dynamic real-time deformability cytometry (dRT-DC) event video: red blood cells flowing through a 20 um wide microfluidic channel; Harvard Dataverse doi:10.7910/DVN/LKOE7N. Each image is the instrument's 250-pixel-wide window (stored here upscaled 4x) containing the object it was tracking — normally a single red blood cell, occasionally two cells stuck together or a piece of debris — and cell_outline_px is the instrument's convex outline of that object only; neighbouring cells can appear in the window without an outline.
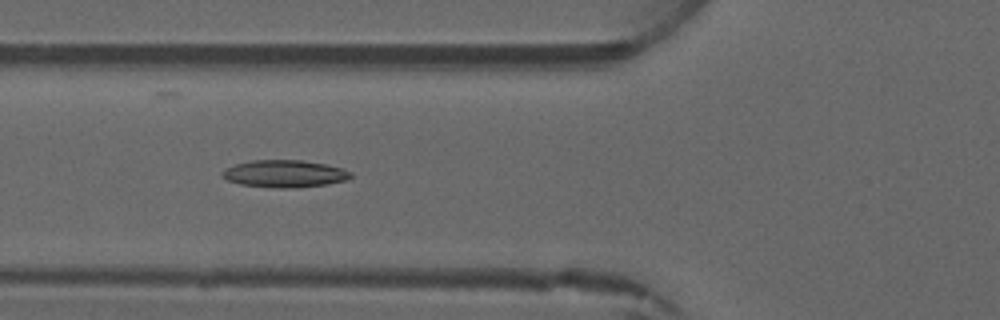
{"species": "common noctule bat (a hibernating species)", "species_latin": "Nyctalus noctula", "temperature_condition": "warm", "stored_images_in_passage": 6, "camera_frame_rate_fps": 3000, "um_per_image_px": 0.085, "animal": {"sex": "male", "forearm_length_mm": 52.5}, "frame": {"image": 1, "passage_image": 6, "time_ms": 6.667, "image_size_px": [1000, 320], "cell_outline_px": [[352, 176], [348, 180], [328, 184], [296, 188], [272, 188], [240, 184], [228, 180], [220, 176], [220, 172], [236, 164], [252, 160], [300, 160], [324, 164], [340, 168], [352, 172]], "centroid_in_image_um": [24.19, 14.78], "position_along_channel_um": 101.6, "area_um2": 20.46}}